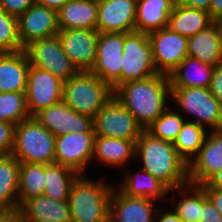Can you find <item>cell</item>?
I'll list each match as a JSON object with an SVG mask.
<instances>
[{
  "instance_id": "6da1fadb",
  "label": "cell",
  "mask_w": 222,
  "mask_h": 222,
  "mask_svg": "<svg viewBox=\"0 0 222 222\" xmlns=\"http://www.w3.org/2000/svg\"><path fill=\"white\" fill-rule=\"evenodd\" d=\"M135 156L141 158L143 170L162 182L169 192L182 189L180 193L184 197L187 195L188 164L179 156L173 143L143 130L135 143Z\"/></svg>"
},
{
  "instance_id": "7a4b0ae2",
  "label": "cell",
  "mask_w": 222,
  "mask_h": 222,
  "mask_svg": "<svg viewBox=\"0 0 222 222\" xmlns=\"http://www.w3.org/2000/svg\"><path fill=\"white\" fill-rule=\"evenodd\" d=\"M171 95L169 77L157 74L142 80L130 81L114 90V97L146 130L166 109Z\"/></svg>"
},
{
  "instance_id": "3957f363",
  "label": "cell",
  "mask_w": 222,
  "mask_h": 222,
  "mask_svg": "<svg viewBox=\"0 0 222 222\" xmlns=\"http://www.w3.org/2000/svg\"><path fill=\"white\" fill-rule=\"evenodd\" d=\"M94 181L79 175L72 183L68 197L72 222L109 221L113 187Z\"/></svg>"
},
{
  "instance_id": "277c9868",
  "label": "cell",
  "mask_w": 222,
  "mask_h": 222,
  "mask_svg": "<svg viewBox=\"0 0 222 222\" xmlns=\"http://www.w3.org/2000/svg\"><path fill=\"white\" fill-rule=\"evenodd\" d=\"M56 137L35 117L18 123L14 128L11 155L20 163L53 164Z\"/></svg>"
},
{
  "instance_id": "5b68a950",
  "label": "cell",
  "mask_w": 222,
  "mask_h": 222,
  "mask_svg": "<svg viewBox=\"0 0 222 222\" xmlns=\"http://www.w3.org/2000/svg\"><path fill=\"white\" fill-rule=\"evenodd\" d=\"M112 97L113 88L91 71H79L63 85L62 101L72 110L93 119Z\"/></svg>"
},
{
  "instance_id": "8992f818",
  "label": "cell",
  "mask_w": 222,
  "mask_h": 222,
  "mask_svg": "<svg viewBox=\"0 0 222 222\" xmlns=\"http://www.w3.org/2000/svg\"><path fill=\"white\" fill-rule=\"evenodd\" d=\"M120 85L157 75L148 34L124 33Z\"/></svg>"
},
{
  "instance_id": "52a82bcc",
  "label": "cell",
  "mask_w": 222,
  "mask_h": 222,
  "mask_svg": "<svg viewBox=\"0 0 222 222\" xmlns=\"http://www.w3.org/2000/svg\"><path fill=\"white\" fill-rule=\"evenodd\" d=\"M171 95L184 112L197 117V125L208 124L213 130L222 129V105L209 87H170ZM203 122V123H202Z\"/></svg>"
},
{
  "instance_id": "ba28073f",
  "label": "cell",
  "mask_w": 222,
  "mask_h": 222,
  "mask_svg": "<svg viewBox=\"0 0 222 222\" xmlns=\"http://www.w3.org/2000/svg\"><path fill=\"white\" fill-rule=\"evenodd\" d=\"M24 50L31 65L49 71L63 82L79 72L66 55L58 34L31 42Z\"/></svg>"
},
{
  "instance_id": "9c48e42d",
  "label": "cell",
  "mask_w": 222,
  "mask_h": 222,
  "mask_svg": "<svg viewBox=\"0 0 222 222\" xmlns=\"http://www.w3.org/2000/svg\"><path fill=\"white\" fill-rule=\"evenodd\" d=\"M95 136L137 140L143 131L135 117L112 97L93 119Z\"/></svg>"
},
{
  "instance_id": "30bf717a",
  "label": "cell",
  "mask_w": 222,
  "mask_h": 222,
  "mask_svg": "<svg viewBox=\"0 0 222 222\" xmlns=\"http://www.w3.org/2000/svg\"><path fill=\"white\" fill-rule=\"evenodd\" d=\"M64 82L52 73L30 64L26 87V102L30 117L63 99Z\"/></svg>"
},
{
  "instance_id": "8fae6325",
  "label": "cell",
  "mask_w": 222,
  "mask_h": 222,
  "mask_svg": "<svg viewBox=\"0 0 222 222\" xmlns=\"http://www.w3.org/2000/svg\"><path fill=\"white\" fill-rule=\"evenodd\" d=\"M124 33H99L96 60L91 72L113 90L120 85Z\"/></svg>"
},
{
  "instance_id": "7c38bea8",
  "label": "cell",
  "mask_w": 222,
  "mask_h": 222,
  "mask_svg": "<svg viewBox=\"0 0 222 222\" xmlns=\"http://www.w3.org/2000/svg\"><path fill=\"white\" fill-rule=\"evenodd\" d=\"M158 74L169 75L188 56V37L168 27L148 34Z\"/></svg>"
},
{
  "instance_id": "4fadbf2b",
  "label": "cell",
  "mask_w": 222,
  "mask_h": 222,
  "mask_svg": "<svg viewBox=\"0 0 222 222\" xmlns=\"http://www.w3.org/2000/svg\"><path fill=\"white\" fill-rule=\"evenodd\" d=\"M95 132H70L56 137L54 163L81 175L93 158Z\"/></svg>"
},
{
  "instance_id": "5bb4252c",
  "label": "cell",
  "mask_w": 222,
  "mask_h": 222,
  "mask_svg": "<svg viewBox=\"0 0 222 222\" xmlns=\"http://www.w3.org/2000/svg\"><path fill=\"white\" fill-rule=\"evenodd\" d=\"M62 47L78 71H91L96 60L99 32L91 29H60Z\"/></svg>"
},
{
  "instance_id": "9a60e30c",
  "label": "cell",
  "mask_w": 222,
  "mask_h": 222,
  "mask_svg": "<svg viewBox=\"0 0 222 222\" xmlns=\"http://www.w3.org/2000/svg\"><path fill=\"white\" fill-rule=\"evenodd\" d=\"M57 11L35 3L18 18V36L24 49L31 42L57 35Z\"/></svg>"
},
{
  "instance_id": "2e32d148",
  "label": "cell",
  "mask_w": 222,
  "mask_h": 222,
  "mask_svg": "<svg viewBox=\"0 0 222 222\" xmlns=\"http://www.w3.org/2000/svg\"><path fill=\"white\" fill-rule=\"evenodd\" d=\"M35 118L55 137L70 132H94L93 118L72 110L63 101L42 110Z\"/></svg>"
},
{
  "instance_id": "e0dca14e",
  "label": "cell",
  "mask_w": 222,
  "mask_h": 222,
  "mask_svg": "<svg viewBox=\"0 0 222 222\" xmlns=\"http://www.w3.org/2000/svg\"><path fill=\"white\" fill-rule=\"evenodd\" d=\"M221 168L222 129H217L204 139L197 155L188 164L189 183L202 185Z\"/></svg>"
},
{
  "instance_id": "ac0fdd59",
  "label": "cell",
  "mask_w": 222,
  "mask_h": 222,
  "mask_svg": "<svg viewBox=\"0 0 222 222\" xmlns=\"http://www.w3.org/2000/svg\"><path fill=\"white\" fill-rule=\"evenodd\" d=\"M137 0H105L98 3L99 33H129L135 31Z\"/></svg>"
},
{
  "instance_id": "d6986e66",
  "label": "cell",
  "mask_w": 222,
  "mask_h": 222,
  "mask_svg": "<svg viewBox=\"0 0 222 222\" xmlns=\"http://www.w3.org/2000/svg\"><path fill=\"white\" fill-rule=\"evenodd\" d=\"M18 212L21 222H72L68 200L58 201L44 194L27 199Z\"/></svg>"
},
{
  "instance_id": "ffe728a7",
  "label": "cell",
  "mask_w": 222,
  "mask_h": 222,
  "mask_svg": "<svg viewBox=\"0 0 222 222\" xmlns=\"http://www.w3.org/2000/svg\"><path fill=\"white\" fill-rule=\"evenodd\" d=\"M112 190L109 220L111 222H155L153 199L130 197Z\"/></svg>"
},
{
  "instance_id": "44dd1931",
  "label": "cell",
  "mask_w": 222,
  "mask_h": 222,
  "mask_svg": "<svg viewBox=\"0 0 222 222\" xmlns=\"http://www.w3.org/2000/svg\"><path fill=\"white\" fill-rule=\"evenodd\" d=\"M188 56L204 64L218 66L222 64V22H213L196 35L188 37Z\"/></svg>"
},
{
  "instance_id": "7402d4cb",
  "label": "cell",
  "mask_w": 222,
  "mask_h": 222,
  "mask_svg": "<svg viewBox=\"0 0 222 222\" xmlns=\"http://www.w3.org/2000/svg\"><path fill=\"white\" fill-rule=\"evenodd\" d=\"M29 68L24 49L0 53V93L26 92Z\"/></svg>"
},
{
  "instance_id": "603a6c76",
  "label": "cell",
  "mask_w": 222,
  "mask_h": 222,
  "mask_svg": "<svg viewBox=\"0 0 222 222\" xmlns=\"http://www.w3.org/2000/svg\"><path fill=\"white\" fill-rule=\"evenodd\" d=\"M98 3L93 0H68L58 11L59 29L97 30Z\"/></svg>"
},
{
  "instance_id": "cb8c5ba5",
  "label": "cell",
  "mask_w": 222,
  "mask_h": 222,
  "mask_svg": "<svg viewBox=\"0 0 222 222\" xmlns=\"http://www.w3.org/2000/svg\"><path fill=\"white\" fill-rule=\"evenodd\" d=\"M174 7L172 0H137L135 31L149 34L167 28Z\"/></svg>"
},
{
  "instance_id": "d4e9b609",
  "label": "cell",
  "mask_w": 222,
  "mask_h": 222,
  "mask_svg": "<svg viewBox=\"0 0 222 222\" xmlns=\"http://www.w3.org/2000/svg\"><path fill=\"white\" fill-rule=\"evenodd\" d=\"M20 162L11 154L0 155V212L19 210Z\"/></svg>"
},
{
  "instance_id": "484cf974",
  "label": "cell",
  "mask_w": 222,
  "mask_h": 222,
  "mask_svg": "<svg viewBox=\"0 0 222 222\" xmlns=\"http://www.w3.org/2000/svg\"><path fill=\"white\" fill-rule=\"evenodd\" d=\"M193 67V73L188 68ZM214 66L204 64L196 58L187 56L169 77L170 87H199L208 88L214 71ZM184 71V72H183ZM193 74V75H192Z\"/></svg>"
},
{
  "instance_id": "4316f807",
  "label": "cell",
  "mask_w": 222,
  "mask_h": 222,
  "mask_svg": "<svg viewBox=\"0 0 222 222\" xmlns=\"http://www.w3.org/2000/svg\"><path fill=\"white\" fill-rule=\"evenodd\" d=\"M212 23L208 12L177 3L169 16L167 27L172 32L191 37L206 29Z\"/></svg>"
},
{
  "instance_id": "83f0119b",
  "label": "cell",
  "mask_w": 222,
  "mask_h": 222,
  "mask_svg": "<svg viewBox=\"0 0 222 222\" xmlns=\"http://www.w3.org/2000/svg\"><path fill=\"white\" fill-rule=\"evenodd\" d=\"M136 141L95 136L93 158L97 156L104 164L121 166L130 157H135Z\"/></svg>"
},
{
  "instance_id": "f1b7e54d",
  "label": "cell",
  "mask_w": 222,
  "mask_h": 222,
  "mask_svg": "<svg viewBox=\"0 0 222 222\" xmlns=\"http://www.w3.org/2000/svg\"><path fill=\"white\" fill-rule=\"evenodd\" d=\"M78 176L69 167L56 163L45 165L44 195L58 201L68 200L71 185Z\"/></svg>"
},
{
  "instance_id": "f546056e",
  "label": "cell",
  "mask_w": 222,
  "mask_h": 222,
  "mask_svg": "<svg viewBox=\"0 0 222 222\" xmlns=\"http://www.w3.org/2000/svg\"><path fill=\"white\" fill-rule=\"evenodd\" d=\"M141 171L144 176H139V179L130 174L125 176L120 191L130 197L150 198L155 201L158 198L163 199L169 189L150 173L142 169Z\"/></svg>"
},
{
  "instance_id": "4dcf8cb0",
  "label": "cell",
  "mask_w": 222,
  "mask_h": 222,
  "mask_svg": "<svg viewBox=\"0 0 222 222\" xmlns=\"http://www.w3.org/2000/svg\"><path fill=\"white\" fill-rule=\"evenodd\" d=\"M45 180L44 164L20 163L18 185L19 207L27 199L44 194Z\"/></svg>"
},
{
  "instance_id": "1f68e13d",
  "label": "cell",
  "mask_w": 222,
  "mask_h": 222,
  "mask_svg": "<svg viewBox=\"0 0 222 222\" xmlns=\"http://www.w3.org/2000/svg\"><path fill=\"white\" fill-rule=\"evenodd\" d=\"M206 136L204 127L185 121L173 145L179 156L189 164L197 155Z\"/></svg>"
},
{
  "instance_id": "d6a6232c",
  "label": "cell",
  "mask_w": 222,
  "mask_h": 222,
  "mask_svg": "<svg viewBox=\"0 0 222 222\" xmlns=\"http://www.w3.org/2000/svg\"><path fill=\"white\" fill-rule=\"evenodd\" d=\"M30 118L25 92L0 93V121L17 125Z\"/></svg>"
},
{
  "instance_id": "836d02e7",
  "label": "cell",
  "mask_w": 222,
  "mask_h": 222,
  "mask_svg": "<svg viewBox=\"0 0 222 222\" xmlns=\"http://www.w3.org/2000/svg\"><path fill=\"white\" fill-rule=\"evenodd\" d=\"M184 122L182 115L167 108L146 130L154 137L174 143Z\"/></svg>"
},
{
  "instance_id": "e575fe53",
  "label": "cell",
  "mask_w": 222,
  "mask_h": 222,
  "mask_svg": "<svg viewBox=\"0 0 222 222\" xmlns=\"http://www.w3.org/2000/svg\"><path fill=\"white\" fill-rule=\"evenodd\" d=\"M185 189H193V195H187L179 203H176L174 211L182 222H200L202 214V187L187 183Z\"/></svg>"
},
{
  "instance_id": "d590c367",
  "label": "cell",
  "mask_w": 222,
  "mask_h": 222,
  "mask_svg": "<svg viewBox=\"0 0 222 222\" xmlns=\"http://www.w3.org/2000/svg\"><path fill=\"white\" fill-rule=\"evenodd\" d=\"M23 50L18 36V18L0 10V53Z\"/></svg>"
},
{
  "instance_id": "8d00e7d4",
  "label": "cell",
  "mask_w": 222,
  "mask_h": 222,
  "mask_svg": "<svg viewBox=\"0 0 222 222\" xmlns=\"http://www.w3.org/2000/svg\"><path fill=\"white\" fill-rule=\"evenodd\" d=\"M35 3V0H0V10L19 18Z\"/></svg>"
},
{
  "instance_id": "74e56055",
  "label": "cell",
  "mask_w": 222,
  "mask_h": 222,
  "mask_svg": "<svg viewBox=\"0 0 222 222\" xmlns=\"http://www.w3.org/2000/svg\"><path fill=\"white\" fill-rule=\"evenodd\" d=\"M15 125L0 121V153L11 154L14 146Z\"/></svg>"
},
{
  "instance_id": "f35d334b",
  "label": "cell",
  "mask_w": 222,
  "mask_h": 222,
  "mask_svg": "<svg viewBox=\"0 0 222 222\" xmlns=\"http://www.w3.org/2000/svg\"><path fill=\"white\" fill-rule=\"evenodd\" d=\"M200 222H222L221 213L213 206L202 188V214Z\"/></svg>"
},
{
  "instance_id": "ab89813d",
  "label": "cell",
  "mask_w": 222,
  "mask_h": 222,
  "mask_svg": "<svg viewBox=\"0 0 222 222\" xmlns=\"http://www.w3.org/2000/svg\"><path fill=\"white\" fill-rule=\"evenodd\" d=\"M209 89L213 96L222 105V64L215 66Z\"/></svg>"
},
{
  "instance_id": "60d3db41",
  "label": "cell",
  "mask_w": 222,
  "mask_h": 222,
  "mask_svg": "<svg viewBox=\"0 0 222 222\" xmlns=\"http://www.w3.org/2000/svg\"><path fill=\"white\" fill-rule=\"evenodd\" d=\"M207 198L211 201L213 206L222 215V190L216 188H203Z\"/></svg>"
},
{
  "instance_id": "b9f144b4",
  "label": "cell",
  "mask_w": 222,
  "mask_h": 222,
  "mask_svg": "<svg viewBox=\"0 0 222 222\" xmlns=\"http://www.w3.org/2000/svg\"><path fill=\"white\" fill-rule=\"evenodd\" d=\"M208 13L213 22H222V0H211Z\"/></svg>"
},
{
  "instance_id": "7bdbcfd3",
  "label": "cell",
  "mask_w": 222,
  "mask_h": 222,
  "mask_svg": "<svg viewBox=\"0 0 222 222\" xmlns=\"http://www.w3.org/2000/svg\"><path fill=\"white\" fill-rule=\"evenodd\" d=\"M210 1L211 0H180L179 4L189 8L209 12Z\"/></svg>"
},
{
  "instance_id": "ee69618b",
  "label": "cell",
  "mask_w": 222,
  "mask_h": 222,
  "mask_svg": "<svg viewBox=\"0 0 222 222\" xmlns=\"http://www.w3.org/2000/svg\"><path fill=\"white\" fill-rule=\"evenodd\" d=\"M200 186L202 188H216L222 190V168Z\"/></svg>"
},
{
  "instance_id": "f6af8a7d",
  "label": "cell",
  "mask_w": 222,
  "mask_h": 222,
  "mask_svg": "<svg viewBox=\"0 0 222 222\" xmlns=\"http://www.w3.org/2000/svg\"><path fill=\"white\" fill-rule=\"evenodd\" d=\"M37 4L58 11L68 0H35Z\"/></svg>"
},
{
  "instance_id": "bcb514c9",
  "label": "cell",
  "mask_w": 222,
  "mask_h": 222,
  "mask_svg": "<svg viewBox=\"0 0 222 222\" xmlns=\"http://www.w3.org/2000/svg\"><path fill=\"white\" fill-rule=\"evenodd\" d=\"M0 222H21L18 211L0 212Z\"/></svg>"
},
{
  "instance_id": "7dc6e473",
  "label": "cell",
  "mask_w": 222,
  "mask_h": 222,
  "mask_svg": "<svg viewBox=\"0 0 222 222\" xmlns=\"http://www.w3.org/2000/svg\"><path fill=\"white\" fill-rule=\"evenodd\" d=\"M158 213L159 218L155 220L156 222H182L174 210L165 214L161 212Z\"/></svg>"
},
{
  "instance_id": "c3c4849f",
  "label": "cell",
  "mask_w": 222,
  "mask_h": 222,
  "mask_svg": "<svg viewBox=\"0 0 222 222\" xmlns=\"http://www.w3.org/2000/svg\"><path fill=\"white\" fill-rule=\"evenodd\" d=\"M175 4L179 3L180 0H172Z\"/></svg>"
},
{
  "instance_id": "681fc988",
  "label": "cell",
  "mask_w": 222,
  "mask_h": 222,
  "mask_svg": "<svg viewBox=\"0 0 222 222\" xmlns=\"http://www.w3.org/2000/svg\"><path fill=\"white\" fill-rule=\"evenodd\" d=\"M93 1L99 3V2H102V1H105V0H93Z\"/></svg>"
}]
</instances>
